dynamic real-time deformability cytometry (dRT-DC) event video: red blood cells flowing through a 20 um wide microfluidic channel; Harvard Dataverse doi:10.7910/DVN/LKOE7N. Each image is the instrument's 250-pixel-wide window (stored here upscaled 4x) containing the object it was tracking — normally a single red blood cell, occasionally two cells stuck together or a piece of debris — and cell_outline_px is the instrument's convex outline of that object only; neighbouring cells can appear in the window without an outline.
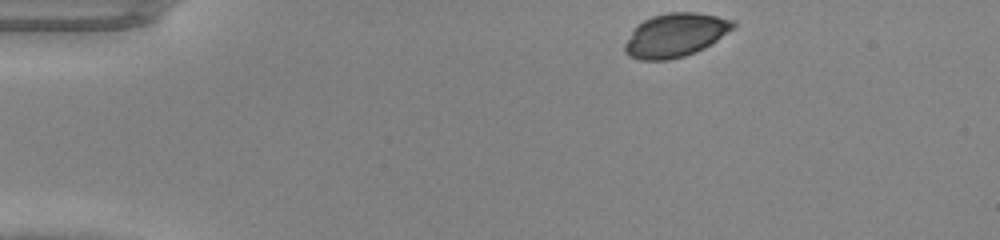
{"species": "common noctule bat (a hibernating species)", "species_latin": "Nyctalus noctula", "temperature_condition": "warm", "stored_images_in_passage": 41, "camera_frame_rate_fps": 3000, "um_per_image_px": 0.085, "animal": {"sex": "male", "body_mass_g": 20.0, "forearm_length_mm": 53.3}, "frame": {"image": 1, "passage_image": 1, "time_ms": 0.0, "image_size_px": [1000, 240], "cell_outline_px": [[736, 28], [704, 48], [696, 52], [684, 56], [668, 60], [640, 60], [628, 56], [624, 52], [624, 44], [636, 24], [652, 16], [668, 12], [696, 12], [716, 16], [732, 20], [736, 24]], "centroid_in_image_um": [57.39, 2.99], "position_along_channel_um": 27.6, "area_um2": 27.74}}
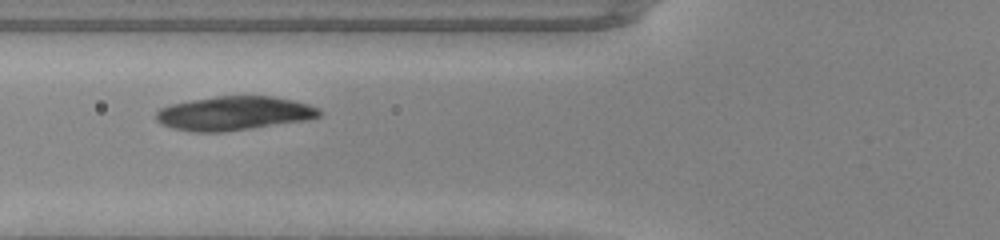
{"frame": {"image": 2, "passage_image": 12, "time_ms": 3.667, "image_size_px": [1000, 240], "cell_outline_px": [[324, 112], [320, 116], [308, 120], [224, 132], [192, 132], [172, 128], [160, 124], [156, 120], [156, 112], [160, 108], [172, 104], [192, 100], [216, 96], [272, 96], [292, 100], [308, 104], [320, 108]], "centroid_in_image_um": [19.91, 9.64], "position_along_channel_um": 105.9, "area_um2": 32.48}}
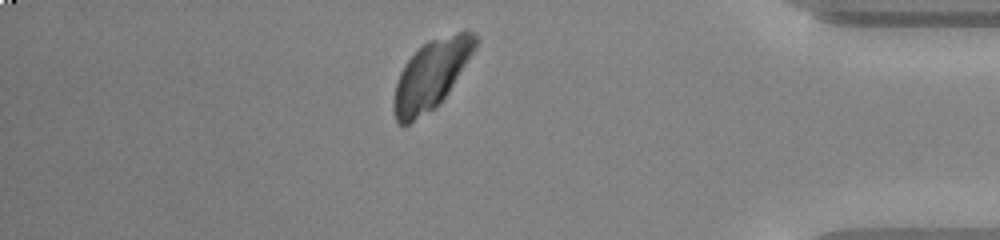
{"frame": {"image": 3, "passage_image": 35, "time_ms": 11.333, "image_size_px": [1000, 240], "cell_outline_px": [[480, 40], [476, 48], [448, 92], [440, 104], [404, 128], [396, 124], [392, 108], [392, 104], [396, 84], [400, 72], [404, 64], [428, 40], [464, 28], [476, 32]], "centroid_in_image_um": [36.67, 6.34], "position_along_channel_um": 398.5, "area_um2": 33.47}}